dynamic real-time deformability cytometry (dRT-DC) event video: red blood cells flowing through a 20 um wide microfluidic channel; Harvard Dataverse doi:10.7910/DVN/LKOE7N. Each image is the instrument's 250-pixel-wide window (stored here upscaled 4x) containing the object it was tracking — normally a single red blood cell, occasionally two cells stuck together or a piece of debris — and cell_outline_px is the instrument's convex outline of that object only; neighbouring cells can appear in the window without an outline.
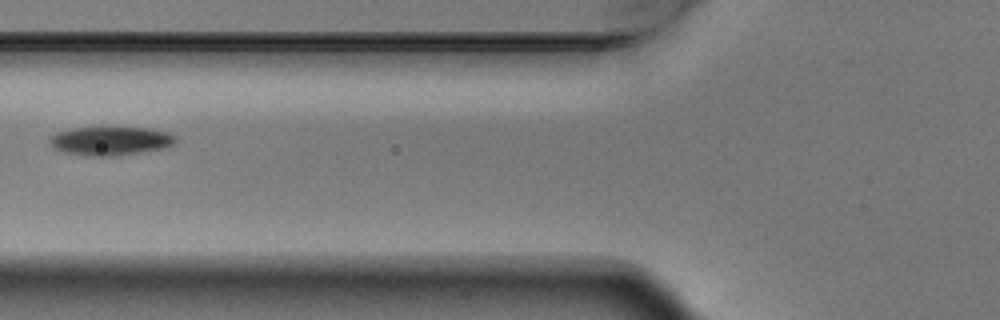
{"species": "Egyptian fruit bat (a non-hibernating species)", "species_latin": "Rousettus aegyptiacus", "temperature_condition": "warm", "stored_images_in_passage": 3, "camera_frame_rate_fps": 3000, "um_per_image_px": 0.085, "animal": {"sex": "male"}, "frame": {"image": 1, "passage_image": 2, "time_ms": 0.333, "image_size_px": [1000, 320], "cell_outline_px": [[176, 140], [172, 144], [164, 148], [108, 156], [96, 156], [64, 152], [56, 148], [48, 140], [56, 132], [72, 128], [148, 128], [168, 132], [176, 136]], "centroid_in_image_um": [9.4, 11.96], "position_along_channel_um": 116.4, "area_um2": 20.46}}
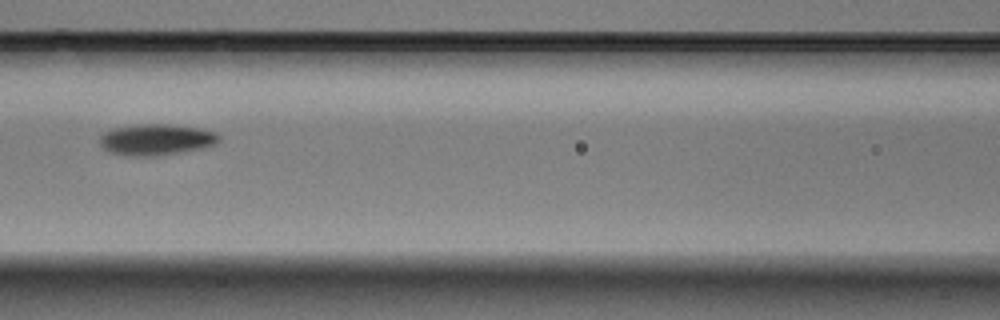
{"frame": {"image": 2, "passage_image": 3, "time_ms": 0.667, "image_size_px": [1000, 320], "cell_outline_px": [[220, 140], [216, 144], [204, 148], [156, 156], [128, 156], [112, 152], [104, 148], [100, 144], [100, 136], [104, 132], [116, 128], [136, 124], [168, 124], [200, 128], [216, 132], [220, 136]], "centroid_in_image_um": [13.32, 11.86], "position_along_channel_um": 153.3, "area_um2": 21.68}}